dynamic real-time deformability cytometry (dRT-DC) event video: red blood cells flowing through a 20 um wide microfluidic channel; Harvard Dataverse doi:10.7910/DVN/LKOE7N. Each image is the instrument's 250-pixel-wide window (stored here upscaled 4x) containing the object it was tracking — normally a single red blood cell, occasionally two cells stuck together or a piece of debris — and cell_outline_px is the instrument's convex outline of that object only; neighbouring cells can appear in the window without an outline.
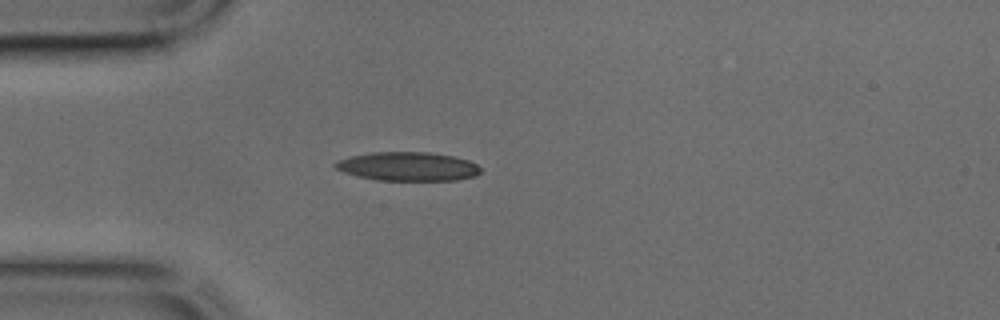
{"species": "common noctule bat (a hibernating species)", "species_latin": "Nyctalus noctula", "temperature_condition": "cold", "stored_images_in_passage": 36, "camera_frame_rate_fps": 3000, "um_per_image_px": 0.085, "animal": {"sex": "male", "body_mass_g": 17.9, "forearm_length_mm": 54.2}, "frame": {"image": 1, "passage_image": 6, "time_ms": 1.667, "image_size_px": [1000, 320], "cell_outline_px": [[480, 172], [476, 176], [456, 180], [376, 180], [356, 176], [344, 172], [336, 168], [332, 164], [336, 160], [348, 156], [372, 152], [432, 152], [452, 156], [468, 160], [476, 164], [480, 168]], "centroid_in_image_um": [34.63, 14.14], "position_along_channel_um": 50.4, "area_um2": 24.57}}
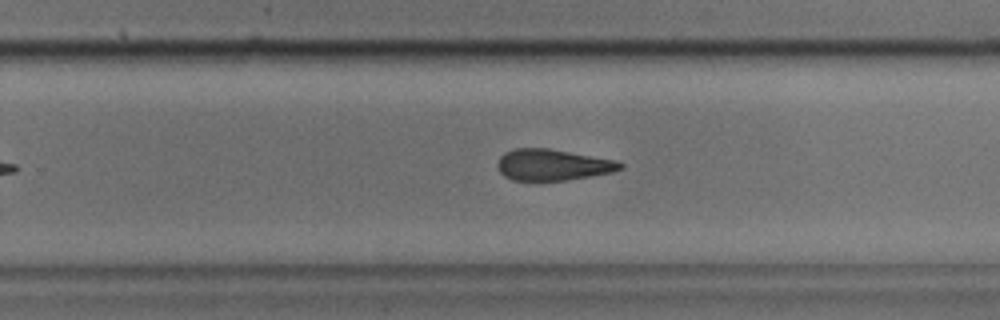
{"frame": {"image": 2, "passage_image": 22, "time_ms": 7.0, "image_size_px": [1000, 320], "cell_outline_px": [[624, 168], [612, 172], [540, 184], [512, 180], [504, 176], [500, 172], [496, 164], [500, 156], [504, 152], [516, 148], [548, 148], [616, 160], [624, 164]], "centroid_in_image_um": [46.92, 14.05], "position_along_channel_um": 282.9, "area_um2": 23.0}}
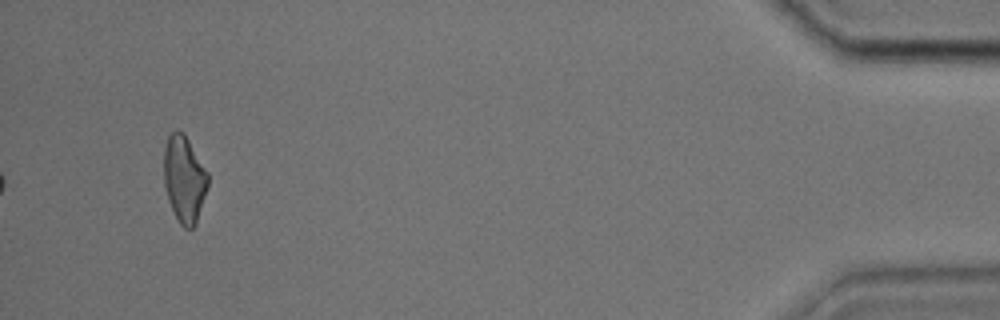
{"frame": {"image": 3, "passage_image": 36, "time_ms": 11.667, "image_size_px": [1000, 320], "cell_outline_px": [[208, 188], [196, 224], [192, 228], [184, 228], [180, 224], [168, 200], [164, 184], [164, 148], [168, 136], [176, 128], [184, 132], [208, 172]], "centroid_in_image_um": [15.67, 15.19], "position_along_channel_um": 419.5, "area_um2": 22.43}}